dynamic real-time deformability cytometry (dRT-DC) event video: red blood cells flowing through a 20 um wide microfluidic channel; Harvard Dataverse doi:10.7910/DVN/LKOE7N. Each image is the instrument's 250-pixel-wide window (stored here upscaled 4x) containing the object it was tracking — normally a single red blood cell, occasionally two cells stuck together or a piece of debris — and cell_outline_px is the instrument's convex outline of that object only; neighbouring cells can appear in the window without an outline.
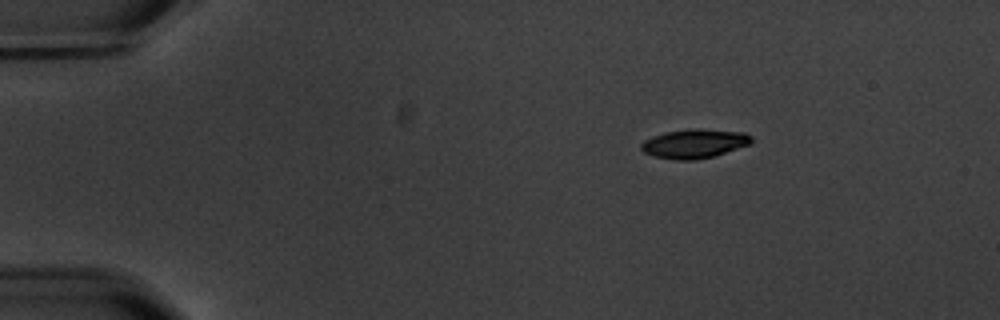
{"species": "common noctule bat (a hibernating species)", "species_latin": "Nyctalus noctula", "temperature_condition": "warm", "stored_images_in_passage": 14, "camera_frame_rate_fps": 3000, "um_per_image_px": 0.085, "animal": {"sex": "male", "body_mass_g": 20.1, "forearm_length_mm": 53.5}, "frame": {"image": 1, "passage_image": 3, "time_ms": 3.0, "image_size_px": [1000, 320], "cell_outline_px": [[752, 140], [748, 144], [716, 156], [696, 160], [676, 160], [652, 156], [644, 152], [640, 148], [640, 144], [644, 140], [652, 136], [668, 132], [700, 128], [744, 132], [752, 136]], "centroid_in_image_um": [59.01, 12.22], "position_along_channel_um": 26.0, "area_um2": 18.67}}
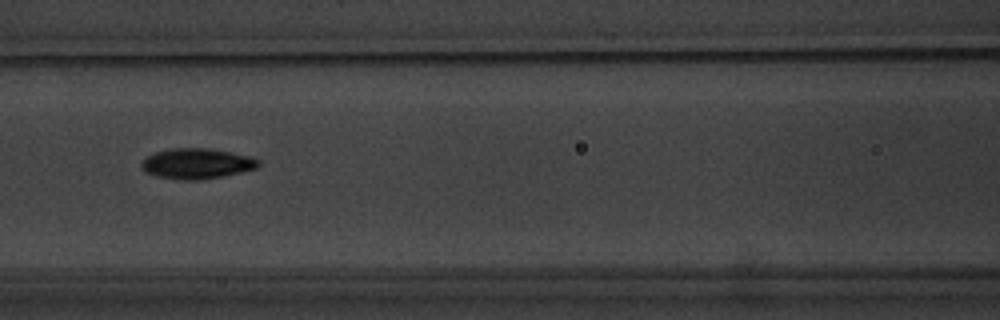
{"frame": {"image": 2, "passage_image": 7, "time_ms": 8.667, "image_size_px": [1000, 320], "cell_outline_px": [[260, 164], [256, 168], [224, 176], [200, 180], [180, 180], [156, 176], [144, 172], [140, 168], [140, 164], [148, 156], [156, 152], [172, 148], [208, 148], [232, 152], [252, 156], [260, 160]], "centroid_in_image_um": [16.73, 13.91], "position_along_channel_um": 149.9, "area_um2": 20.92}}
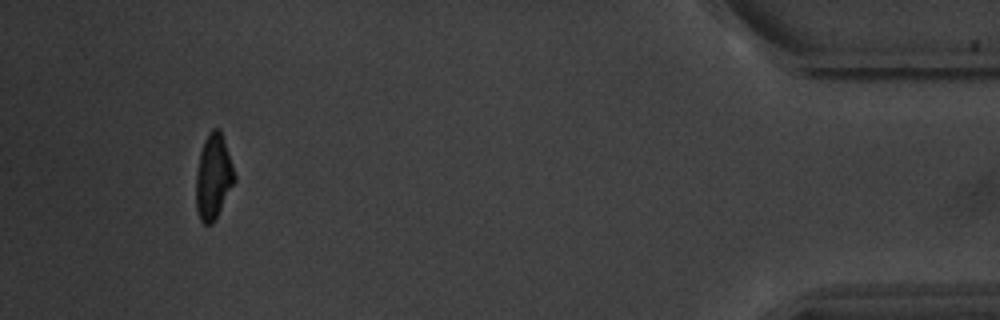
{"frame": {"image": 3, "passage_image": 14, "time_ms": 18.0, "image_size_px": [1000, 320], "cell_outline_px": [[236, 180], [212, 224], [204, 224], [200, 220], [196, 208], [196, 172], [200, 152], [204, 140], [208, 132], [212, 128], [220, 128], [236, 176]], "centroid_in_image_um": [18.13, 15.0], "position_along_channel_um": 417.1, "area_um2": 19.02}, "authors_computed_cell_mechanics": {"area_um2": 19.6231, "velocity_mm_per_s": 3.5305, "shape_relaxation_time_tau1_ms": 3.7898, "shape_relaxation_time_tau2_ms": 2.8785, "deformation_change_tau1": 0.1447, "deformation_change_tau2": 0.0626}}